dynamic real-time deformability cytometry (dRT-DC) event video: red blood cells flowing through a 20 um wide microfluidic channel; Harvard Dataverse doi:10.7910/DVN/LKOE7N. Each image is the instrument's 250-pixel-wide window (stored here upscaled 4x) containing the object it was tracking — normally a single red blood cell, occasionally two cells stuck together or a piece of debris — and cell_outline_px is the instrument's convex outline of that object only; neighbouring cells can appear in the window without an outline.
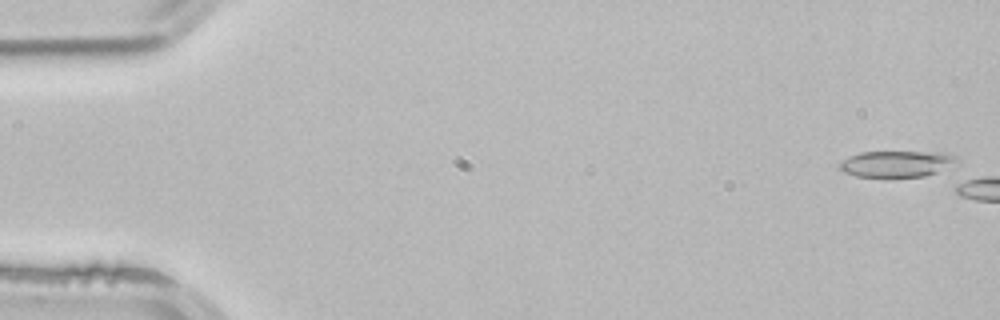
{"species": "common noctule bat (a hibernating species)", "species_latin": "Nyctalus noctula", "temperature_condition": "room temperature", "stored_images_in_passage": 6, "camera_frame_rate_fps": 3000, "um_per_image_px": 0.085, "animal": {"sex": "male", "body_mass_g": 21.5, "forearm_length_mm": 52.0}, "frame": {"image": 1, "passage_image": 2, "time_ms": 0.333, "image_size_px": [1000, 320], "cell_outline_px": [[956, 160], [936, 172], [924, 176], [884, 180], [856, 176], [844, 172], [836, 168], [840, 160], [848, 156], [860, 152], [944, 152], [956, 156]], "centroid_in_image_um": [76.05, 13.97], "position_along_channel_um": 9.0, "area_um2": 18.61}}